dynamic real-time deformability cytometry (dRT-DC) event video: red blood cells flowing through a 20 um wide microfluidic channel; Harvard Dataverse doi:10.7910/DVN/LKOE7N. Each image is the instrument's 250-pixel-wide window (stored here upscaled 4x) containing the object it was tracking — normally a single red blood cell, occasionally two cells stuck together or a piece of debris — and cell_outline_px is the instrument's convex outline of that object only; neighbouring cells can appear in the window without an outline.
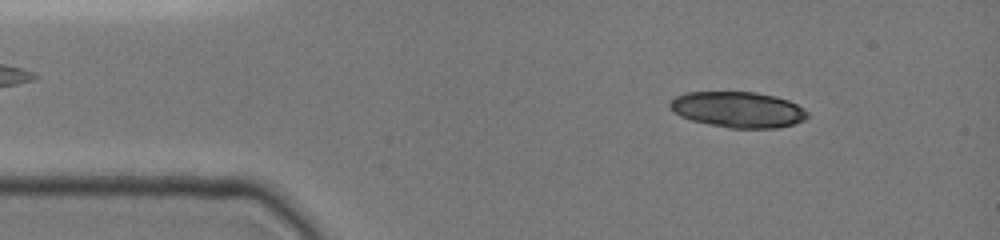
{"species": "common noctule bat (a hibernating species)", "species_latin": "Nyctalus noctula", "temperature_condition": "cold", "stored_images_in_passage": 62, "camera_frame_rate_fps": 3000, "um_per_image_px": 0.085, "animal": {"sex": "female", "body_mass_g": 19.0, "forearm_length_mm": 51.5}, "frame": {"image": 1, "passage_image": 7, "time_ms": 1.667, "image_size_px": [1000, 240], "cell_outline_px": [[808, 116], [804, 120], [792, 124], [776, 128], [732, 128], [708, 124], [692, 120], [680, 116], [668, 104], [676, 96], [684, 92], [756, 92], [776, 96], [788, 100], [796, 104], [808, 112]], "centroid_in_image_um": [62.74, 9.31], "position_along_channel_um": 22.3, "area_um2": 28.55}}